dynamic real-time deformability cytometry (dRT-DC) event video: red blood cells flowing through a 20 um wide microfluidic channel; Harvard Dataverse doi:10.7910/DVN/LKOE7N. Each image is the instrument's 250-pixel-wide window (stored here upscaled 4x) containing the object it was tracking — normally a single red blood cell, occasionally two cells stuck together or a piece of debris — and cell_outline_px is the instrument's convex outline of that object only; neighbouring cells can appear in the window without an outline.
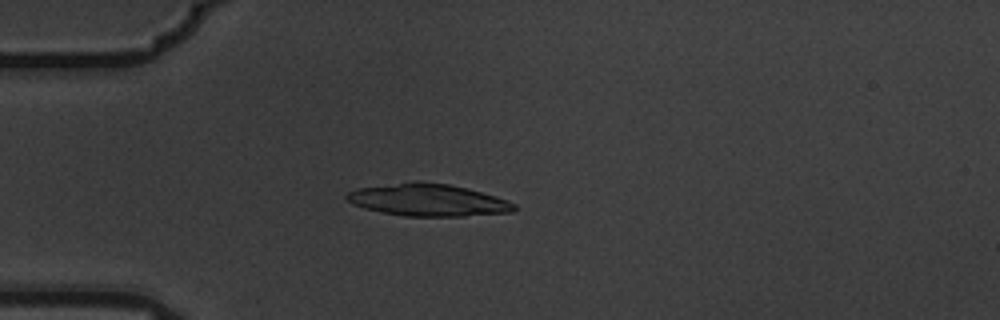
{"species": "common noctule bat (a hibernating species)", "species_latin": "Nyctalus noctula", "temperature_condition": "warm", "stored_images_in_passage": 5, "camera_frame_rate_fps": 3000, "um_per_image_px": 0.085, "animal": {"sex": "male", "body_mass_g": 19.5, "forearm_length_mm": 54.6}, "frame": {"image": 1, "passage_image": 4, "time_ms": 1.0, "image_size_px": [1000, 320], "cell_outline_px": [[516, 208], [512, 212], [464, 216], [404, 216], [364, 208], [352, 204], [344, 196], [348, 192], [356, 188], [416, 180], [420, 180], [448, 184], [468, 188], [496, 196], [508, 200], [516, 204]], "centroid_in_image_um": [36.38, 16.98], "position_along_channel_um": 48.6, "area_um2": 31.67}}